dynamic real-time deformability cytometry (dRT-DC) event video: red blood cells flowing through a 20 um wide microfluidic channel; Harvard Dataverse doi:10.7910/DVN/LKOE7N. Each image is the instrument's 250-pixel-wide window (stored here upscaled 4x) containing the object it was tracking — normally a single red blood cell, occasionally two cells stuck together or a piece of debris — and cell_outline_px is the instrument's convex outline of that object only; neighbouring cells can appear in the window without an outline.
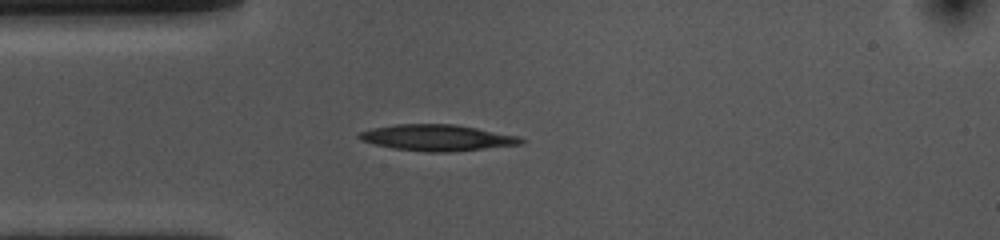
{"species": "common noctule bat (a hibernating species)", "species_latin": "Nyctalus noctula", "temperature_condition": "cold", "stored_images_in_passage": 41, "camera_frame_rate_fps": 3000, "um_per_image_px": 0.085, "animal": {"sex": "female", "body_mass_g": 10.0, "forearm_length_mm": 53.1}, "frame": {"image": 1, "passage_image": 1, "time_ms": 0.0, "image_size_px": [1000, 240], "cell_outline_px": [[528, 140], [524, 144], [448, 152], [428, 152], [392, 148], [360, 140], [356, 136], [360, 132], [372, 128], [396, 124], [456, 124], [520, 136]], "centroid_in_image_um": [37.21, 11.7], "position_along_channel_um": 47.8, "area_um2": 24.8}}
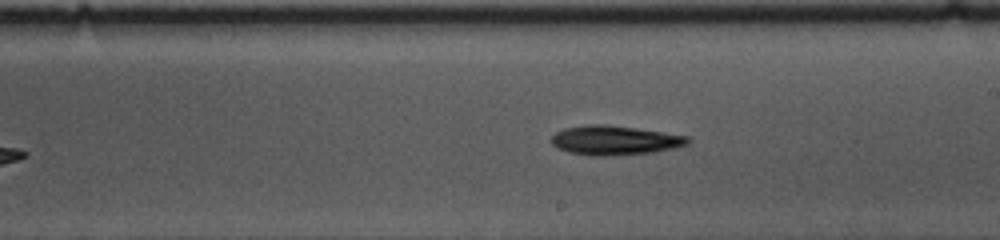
{"frame": {"image": 2, "passage_image": 17, "time_ms": 5.333, "image_size_px": [1000, 240], "cell_outline_px": [[692, 140], [688, 144], [672, 148], [652, 152], [608, 156], [592, 156], [568, 152], [556, 148], [552, 144], [552, 136], [556, 132], [564, 128], [588, 124], [608, 124], [636, 128], [688, 136]], "centroid_in_image_um": [52.22, 11.92], "position_along_channel_um": 236.8, "area_um2": 23.35}}
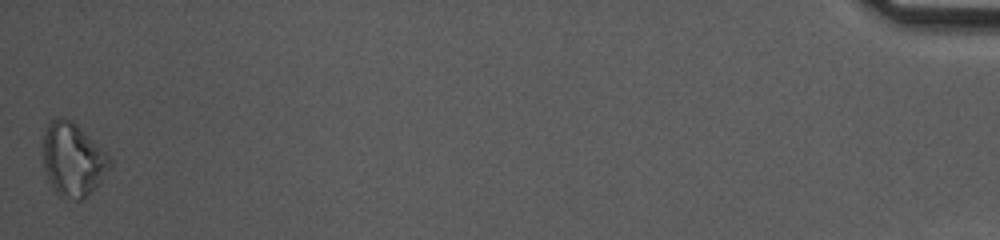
{"frame": {"image": 3, "passage_image": 41, "time_ms": 13.333, "image_size_px": [1000, 240], "cell_outline_px": [[112, 168], [80, 200], [76, 200], [60, 196], [56, 192], [48, 180], [44, 168], [44, 136], [48, 124], [52, 120], [60, 116], [64, 116], [72, 120], [108, 152], [112, 160]], "centroid_in_image_um": [6.22, 13.52], "position_along_channel_um": 429.0, "area_um2": 28.44}, "authors_computed_cell_mechanics": {"area_um2": 22.7154, "velocity_mm_per_s": 3.6662, "shape_relaxation_time_tau1_ms": 3.5506, "shape_relaxation_time_tau2_ms": null, "deformation_change_tau1": 0.0852, "deformation_change_tau2": null}}